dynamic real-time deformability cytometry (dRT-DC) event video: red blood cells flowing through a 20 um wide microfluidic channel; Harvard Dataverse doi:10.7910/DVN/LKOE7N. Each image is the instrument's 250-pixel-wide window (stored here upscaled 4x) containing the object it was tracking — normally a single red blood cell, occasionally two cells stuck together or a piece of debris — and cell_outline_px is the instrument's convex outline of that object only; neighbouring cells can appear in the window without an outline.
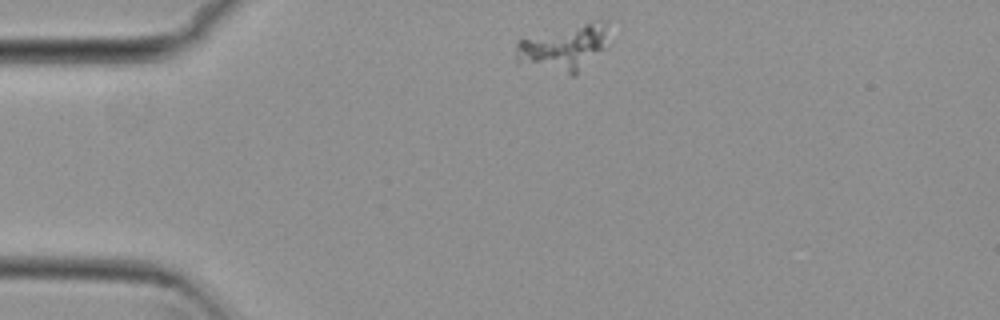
{"species": "common noctule bat (a hibernating species)", "species_latin": "Nyctalus noctula", "temperature_condition": "cold", "stored_images_in_passage": 34, "camera_frame_rate_fps": 3000, "um_per_image_px": 0.085, "animal": {"sex": "female", "body_mass_g": 29.2, "forearm_length_mm": 56.3}, "frame": {"image": 1, "passage_image": 1, "time_ms": 0.0, "image_size_px": [1000, 320], "cell_outline_px": [[612, 40], [604, 48], [572, 76], [516, 64], [516, 40], [584, 24], [604, 20]], "centroid_in_image_um": [47.9, 4.09], "position_along_channel_um": 37.1, "area_um2": 24.57}}
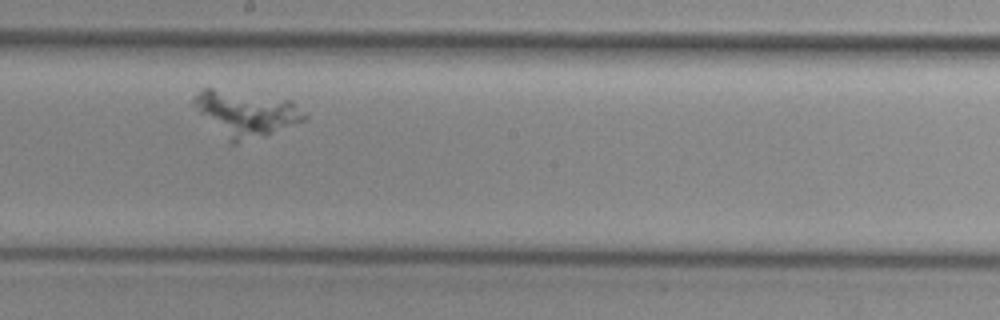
{"frame": {"image": 2, "passage_image": 20, "time_ms": 6.333, "image_size_px": [1000, 320], "cell_outline_px": [[308, 120], [236, 144], [232, 144], [192, 104], [192, 100], [204, 88], [212, 88], [292, 100], [308, 116]], "centroid_in_image_um": [20.96, 9.64], "position_along_channel_um": 227.2, "area_um2": 28.61}}
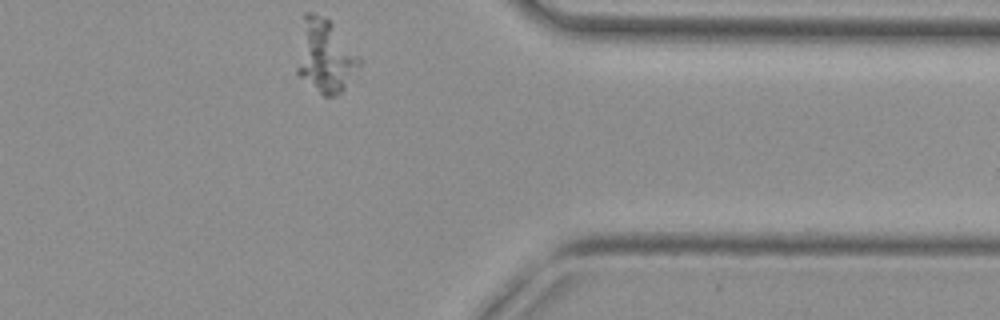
{"frame": {"image": 3, "passage_image": 34, "time_ms": 11.0, "image_size_px": [1000, 320], "cell_outline_px": [[360, 64], [348, 84], [336, 96], [324, 96], [300, 76], [296, 72], [296, 68], [304, 12], [312, 12], [324, 16], [332, 20], [360, 60]], "centroid_in_image_um": [27.63, 4.74], "position_along_channel_um": 383.8, "area_um2": 26.24}}